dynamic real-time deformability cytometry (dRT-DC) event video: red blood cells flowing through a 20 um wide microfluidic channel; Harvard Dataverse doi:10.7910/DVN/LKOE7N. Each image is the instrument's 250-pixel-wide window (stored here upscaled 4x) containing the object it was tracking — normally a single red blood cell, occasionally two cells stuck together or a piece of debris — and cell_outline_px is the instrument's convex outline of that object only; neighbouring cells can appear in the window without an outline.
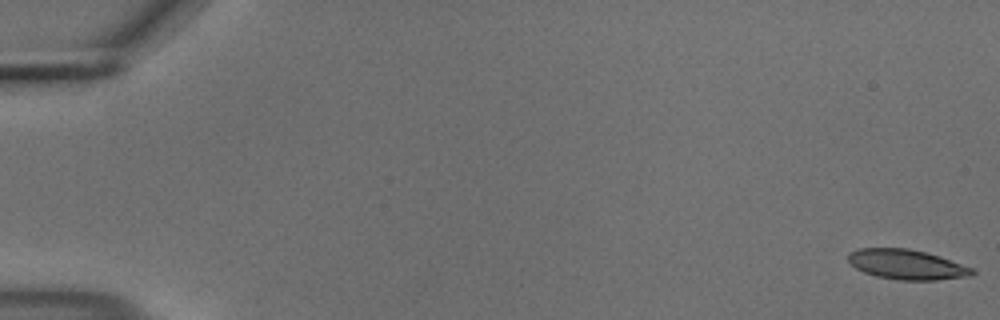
{"species": "common noctule bat (a hibernating species)", "species_latin": "Nyctalus noctula", "temperature_condition": "cold", "stored_images_in_passage": 55, "camera_frame_rate_fps": 3000, "um_per_image_px": 0.085, "animal": {"sex": "male", "body_mass_g": 18.8}, "frame": {"image": 1, "passage_image": 1, "time_ms": 0.0, "image_size_px": [1000, 320], "cell_outline_px": [[976, 272], [972, 276], [936, 280], [900, 280], [876, 276], [864, 272], [856, 268], [848, 260], [848, 252], [860, 248], [908, 248], [940, 256], [972, 268]], "centroid_in_image_um": [77.08, 22.48], "position_along_channel_um": 7.9, "area_um2": 21.56}}
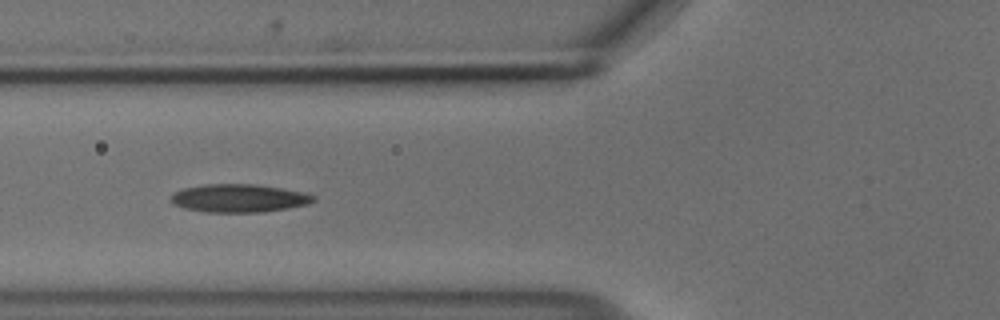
{"frame": {"image": 2, "passage_image": 22, "time_ms": 7.0, "image_size_px": [1000, 320], "cell_outline_px": [[316, 200], [308, 204], [288, 208], [264, 212], [204, 212], [184, 208], [172, 204], [172, 196], [176, 192], [184, 188], [204, 184], [256, 184], [304, 192], [316, 196]], "centroid_in_image_um": [20.34, 16.85], "position_along_channel_um": 105.5, "area_um2": 23.35}}
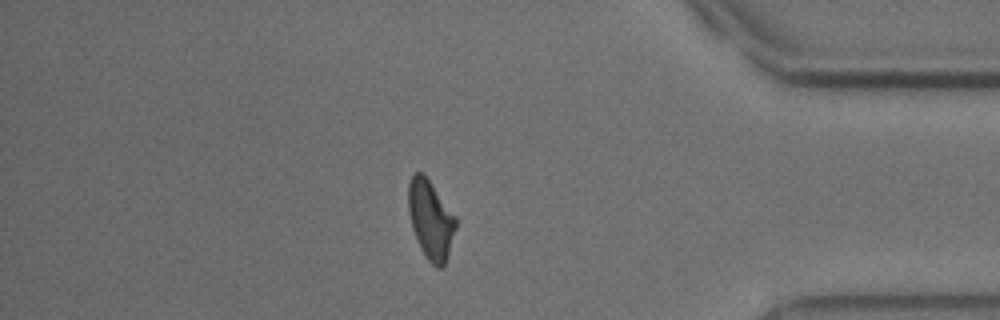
{"frame": {"image": 3, "passage_image": 48, "time_ms": 15.667, "image_size_px": [1000, 320], "cell_outline_px": [[456, 228], [444, 264], [440, 268], [436, 268], [428, 260], [420, 248], [416, 240], [412, 228], [408, 212], [408, 184], [412, 176], [416, 172], [424, 172], [456, 216]], "centroid_in_image_um": [36.59, 18.63], "position_along_channel_um": 398.6, "area_um2": 21.85}, "authors_computed_cell_mechanics": {"area_um2": 22.1952, "velocity_mm_per_s": 3.6954, "shape_relaxation_time_tau1_ms": 10.5247, "shape_relaxation_time_tau2_ms": 4.7782, "deformation_change_tau1": 0.2066, "deformation_change_tau2": 0.1246}}